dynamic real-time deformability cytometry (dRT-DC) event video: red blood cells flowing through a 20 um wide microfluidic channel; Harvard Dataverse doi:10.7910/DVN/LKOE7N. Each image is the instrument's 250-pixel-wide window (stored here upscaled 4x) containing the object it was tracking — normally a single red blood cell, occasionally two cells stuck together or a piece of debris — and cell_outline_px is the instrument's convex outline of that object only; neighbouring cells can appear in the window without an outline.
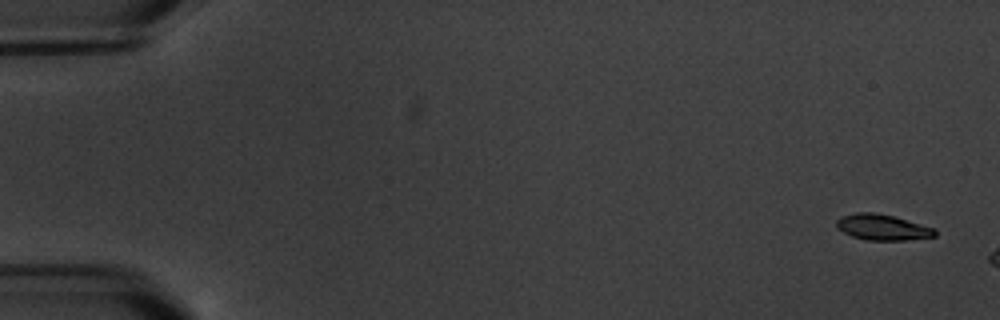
{"species": "common noctule bat (a hibernating species)", "species_latin": "Nyctalus noctula", "temperature_condition": "warm", "stored_images_in_passage": 3, "camera_frame_rate_fps": 3000, "um_per_image_px": 0.085, "animal": {"sex": "male", "body_mass_g": 20.1, "forearm_length_mm": 53.5}, "frame": {"image": 1, "passage_image": 1, "time_ms": 0.0, "image_size_px": [1000, 320], "cell_outline_px": [[936, 236], [904, 240], [864, 240], [852, 236], [836, 228], [836, 220], [840, 216], [856, 212], [872, 212], [896, 216], [936, 228]], "centroid_in_image_um": [75.0, 19.3], "position_along_channel_um": 10.0, "area_um2": 15.03}}